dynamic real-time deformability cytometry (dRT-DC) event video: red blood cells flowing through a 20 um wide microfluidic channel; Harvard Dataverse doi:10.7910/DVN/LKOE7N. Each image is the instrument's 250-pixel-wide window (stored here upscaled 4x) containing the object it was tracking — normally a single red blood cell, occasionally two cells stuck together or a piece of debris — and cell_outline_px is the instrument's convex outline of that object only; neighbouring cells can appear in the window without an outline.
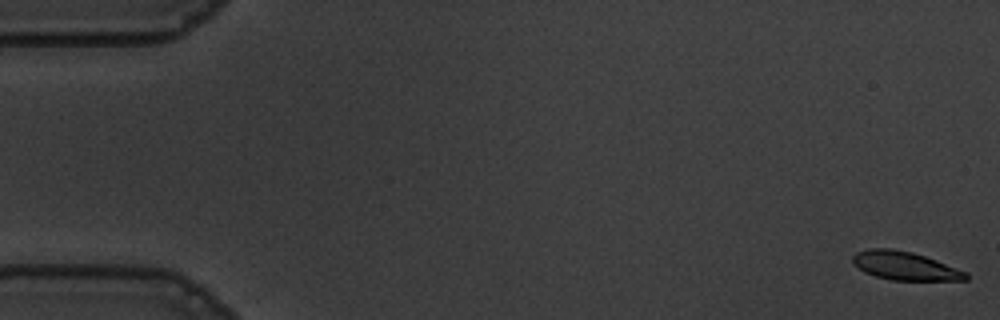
{"species": "common noctule bat (a hibernating species)", "species_latin": "Nyctalus noctula", "temperature_condition": "warm", "stored_images_in_passage": 56, "camera_frame_rate_fps": 3000, "um_per_image_px": 0.085, "animal": {"sex": "male", "body_mass_g": 19.5, "forearm_length_mm": 54.6}, "frame": {"image": 1, "passage_image": 1, "time_ms": 0.0, "image_size_px": [1000, 320], "cell_outline_px": [[968, 280], [892, 280], [876, 276], [864, 272], [852, 264], [852, 256], [856, 252], [868, 248], [892, 248], [912, 252], [936, 260], [968, 272]], "centroid_in_image_um": [76.89, 22.59], "position_along_channel_um": 8.1, "area_um2": 18.84}}
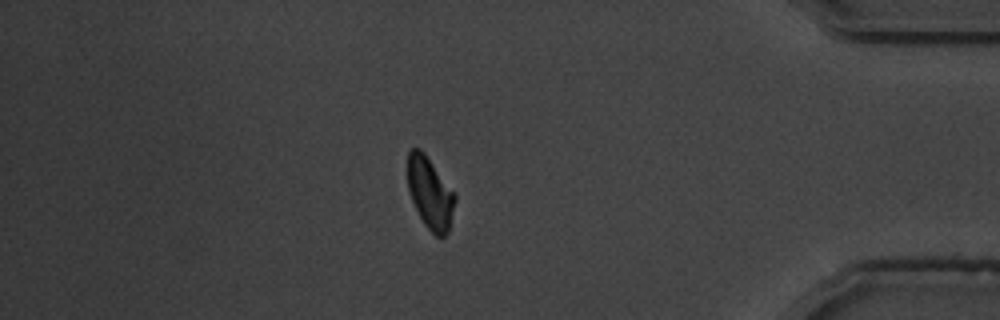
{"frame": {"image": 2, "passage_image": 48, "time_ms": 15.667, "image_size_px": [1000, 320], "cell_outline_px": [[456, 200], [448, 232], [444, 236], [436, 236], [424, 224], [408, 192], [408, 152], [412, 148], [420, 148], [424, 152], [456, 196]], "centroid_in_image_um": [36.55, 16.41], "position_along_channel_um": 398.7, "area_um2": 19.42}}
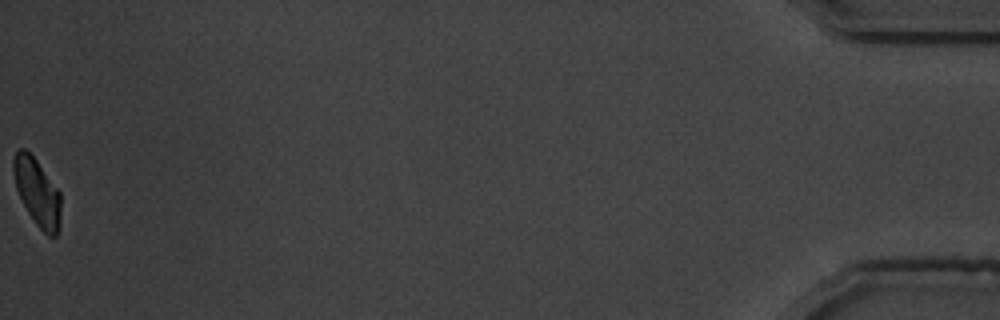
{"frame": {"image": 3, "passage_image": 56, "time_ms": 18.333, "image_size_px": [1000, 320], "cell_outline_px": [[60, 228], [56, 236], [48, 236], [36, 224], [28, 212], [16, 188], [12, 168], [12, 160], [16, 152], [20, 148], [24, 148], [36, 160], [60, 192]], "centroid_in_image_um": [3.16, 16.34], "position_along_channel_um": 432.0, "area_um2": 18.38}, "authors_computed_cell_mechanics": {"area_um2": 20.5768, "velocity_mm_per_s": 3.6381, "shape_relaxation_time_tau1_ms": 5.6238, "shape_relaxation_time_tau2_ms": 3.5567, "deformation_change_tau1": 0.1816, "deformation_change_tau2": 0.0991}}